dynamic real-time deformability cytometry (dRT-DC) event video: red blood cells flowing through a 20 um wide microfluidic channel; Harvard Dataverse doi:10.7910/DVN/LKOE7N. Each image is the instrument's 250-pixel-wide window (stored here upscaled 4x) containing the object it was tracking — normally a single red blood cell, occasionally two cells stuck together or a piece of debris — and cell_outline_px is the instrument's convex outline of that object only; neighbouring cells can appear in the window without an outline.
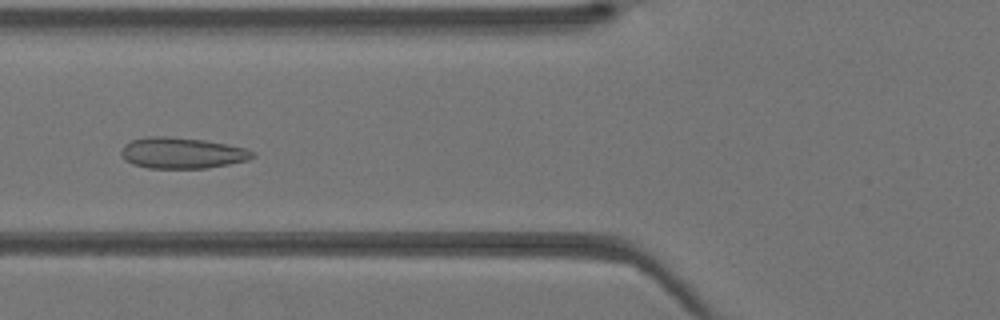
{"species": "Egyptian fruit bat (a non-hibernating species)", "species_latin": "Rousettus aegyptiacus", "temperature_condition": "warm", "stored_images_in_passage": 42, "camera_frame_rate_fps": 3000, "um_per_image_px": 0.085, "animal": {"sex": "female"}, "frame": {"image": 1, "passage_image": 16, "time_ms": 5.0, "image_size_px": [1000, 320], "cell_outline_px": [[256, 156], [248, 160], [228, 164], [204, 168], [148, 168], [132, 164], [124, 160], [120, 156], [120, 152], [124, 144], [132, 140], [148, 136], [168, 136], [204, 140], [244, 148], [256, 152]], "centroid_in_image_um": [15.43, 13.0], "position_along_channel_um": 110.4, "area_um2": 23.81}}
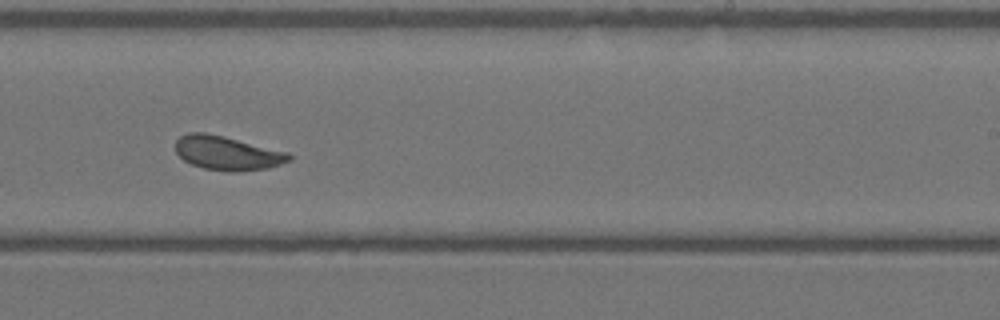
{"frame": {"image": 2, "passage_image": 26, "time_ms": 8.333, "image_size_px": [1000, 320], "cell_outline_px": [[292, 160], [268, 168], [236, 172], [228, 172], [204, 168], [192, 164], [184, 160], [176, 152], [176, 140], [180, 136], [188, 132], [204, 132], [224, 136], [288, 152], [292, 156]], "centroid_in_image_um": [19.32, 13.01], "position_along_channel_um": 269.7, "area_um2": 22.54}}
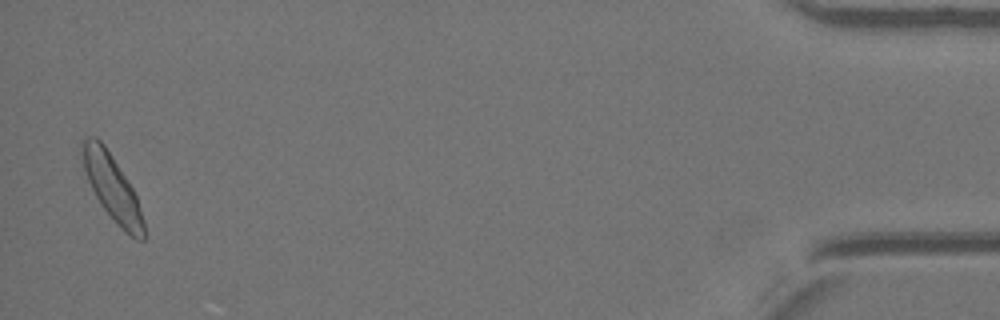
{"frame": {"image": 3, "passage_image": 41, "time_ms": 13.333, "image_size_px": [1000, 320], "cell_outline_px": [[144, 240], [136, 240], [124, 232], [120, 228], [100, 204], [88, 180], [84, 168], [80, 152], [84, 140], [88, 136], [96, 136], [104, 144], [112, 156], [132, 188], [136, 196], [144, 220]], "centroid_in_image_um": [9.53, 15.96], "position_along_channel_um": 425.7, "area_um2": 23.24}}